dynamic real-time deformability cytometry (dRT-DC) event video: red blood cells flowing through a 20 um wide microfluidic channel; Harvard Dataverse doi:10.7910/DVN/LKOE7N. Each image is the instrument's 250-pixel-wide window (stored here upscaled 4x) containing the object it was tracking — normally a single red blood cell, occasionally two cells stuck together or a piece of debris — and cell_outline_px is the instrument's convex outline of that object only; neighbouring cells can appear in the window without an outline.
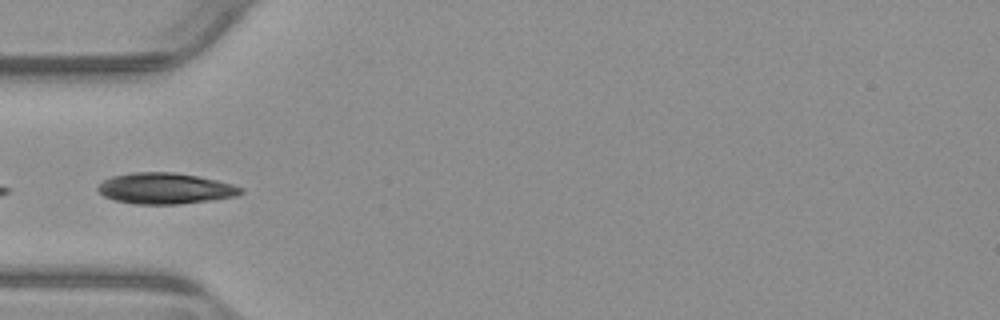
{"species": "common noctule bat (a hibernating species)", "species_latin": "Nyctalus noctula", "temperature_condition": "warm", "stored_images_in_passage": 10, "camera_frame_rate_fps": 3000, "um_per_image_px": 0.085, "animal": {"sex": "male", "body_mass_g": 23.1, "forearm_length_mm": 52.7}, "frame": {"image": 1, "passage_image": 1, "time_ms": 0.0, "image_size_px": [1000, 320], "cell_outline_px": [[244, 192], [236, 196], [212, 200], [180, 204], [136, 204], [116, 200], [104, 196], [96, 188], [104, 180], [112, 176], [132, 172], [172, 172], [196, 176], [216, 180], [232, 184], [244, 188]], "centroid_in_image_um": [14.06, 16.02], "position_along_channel_um": 70.9, "area_um2": 25.72}}